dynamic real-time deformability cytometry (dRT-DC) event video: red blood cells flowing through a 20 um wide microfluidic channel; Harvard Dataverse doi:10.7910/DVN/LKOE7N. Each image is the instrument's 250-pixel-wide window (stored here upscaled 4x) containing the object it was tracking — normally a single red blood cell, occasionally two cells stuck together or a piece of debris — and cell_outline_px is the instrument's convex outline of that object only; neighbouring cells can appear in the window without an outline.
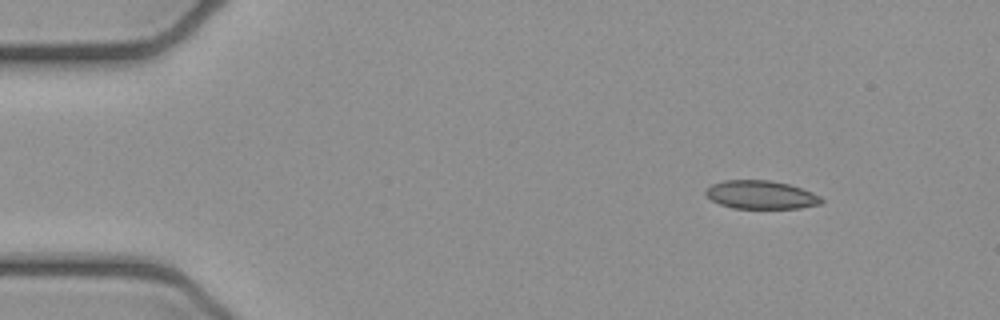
{"species": "common noctule bat (a hibernating species)", "species_latin": "Nyctalus noctula", "temperature_condition": "cold", "stored_images_in_passage": 5, "camera_frame_rate_fps": 3000, "um_per_image_px": 0.085, "animal": {"sex": "female", "body_mass_g": 21.9}, "frame": {"image": 1, "passage_image": 1, "time_ms": 0.0, "image_size_px": [1000, 320], "cell_outline_px": [[824, 200], [820, 204], [800, 208], [732, 208], [720, 204], [712, 200], [704, 192], [712, 184], [724, 180], [768, 180], [788, 184], [812, 192], [820, 196]], "centroid_in_image_um": [64.68, 16.56], "position_along_channel_um": 20.3, "area_um2": 18.96}}
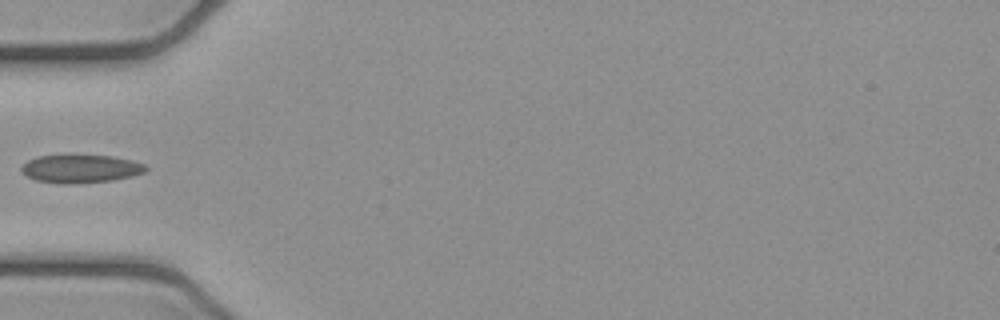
{"frame": {"image": 2, "passage_image": 4, "time_ms": 1.0, "image_size_px": [1000, 320], "cell_outline_px": [[148, 168], [144, 172], [132, 176], [112, 180], [76, 184], [60, 184], [36, 180], [20, 172], [20, 168], [28, 160], [40, 156], [112, 156], [132, 160], [144, 164]], "centroid_in_image_um": [6.85, 14.36], "position_along_channel_um": 78.1, "area_um2": 20.23}}
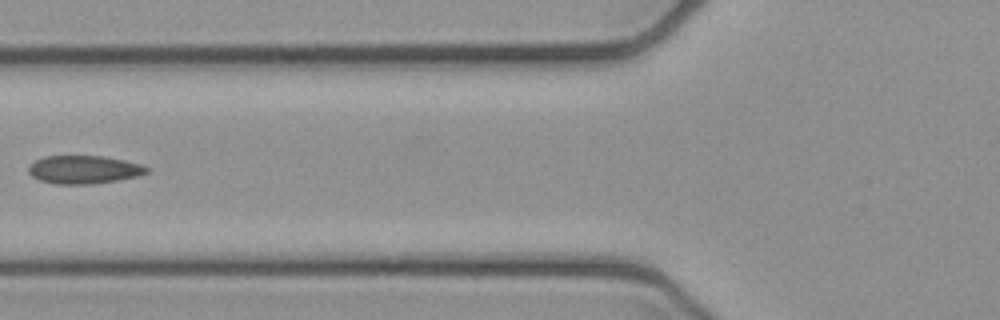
{"frame": {"image": 3, "passage_image": 5, "time_ms": 1.333, "image_size_px": [1000, 320], "cell_outline_px": [[152, 168], [148, 172], [140, 176], [120, 180], [92, 184], [56, 184], [40, 180], [32, 176], [28, 172], [28, 168], [36, 160], [44, 156], [104, 156], [124, 160], [140, 164]], "centroid_in_image_um": [7.19, 14.42], "position_along_channel_um": 118.6, "area_um2": 19.54}}